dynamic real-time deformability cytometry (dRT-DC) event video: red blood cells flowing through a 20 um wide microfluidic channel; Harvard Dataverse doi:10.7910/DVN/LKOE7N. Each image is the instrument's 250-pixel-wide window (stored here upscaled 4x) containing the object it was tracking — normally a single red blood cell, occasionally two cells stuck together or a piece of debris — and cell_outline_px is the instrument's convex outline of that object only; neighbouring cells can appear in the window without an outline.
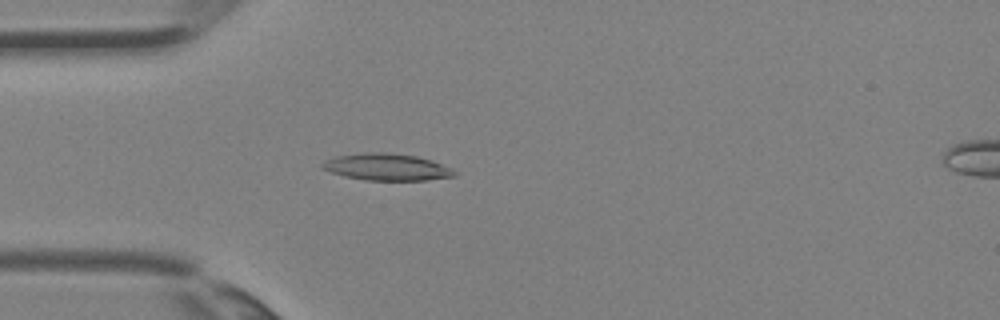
{"species": "Egyptian fruit bat (a non-hibernating species)", "species_latin": "Rousettus aegyptiacus", "temperature_condition": "room temperature", "stored_images_in_passage": 4, "segment_of_instrument_passage": [1, 2], "camera_frame_rate_fps": 3000, "um_per_image_px": 0.085, "animal": {"sex": "female"}, "frame": {"image": 1, "passage_image": 3, "time_ms": 0.667, "image_size_px": [1000, 320], "cell_outline_px": [[456, 176], [424, 180], [364, 180], [344, 176], [320, 168], [320, 164], [324, 160], [336, 156], [368, 152], [388, 152], [416, 156], [432, 160], [452, 168], [456, 172]], "centroid_in_image_um": [32.86, 14.19], "position_along_channel_um": 52.1, "area_um2": 20.75}}